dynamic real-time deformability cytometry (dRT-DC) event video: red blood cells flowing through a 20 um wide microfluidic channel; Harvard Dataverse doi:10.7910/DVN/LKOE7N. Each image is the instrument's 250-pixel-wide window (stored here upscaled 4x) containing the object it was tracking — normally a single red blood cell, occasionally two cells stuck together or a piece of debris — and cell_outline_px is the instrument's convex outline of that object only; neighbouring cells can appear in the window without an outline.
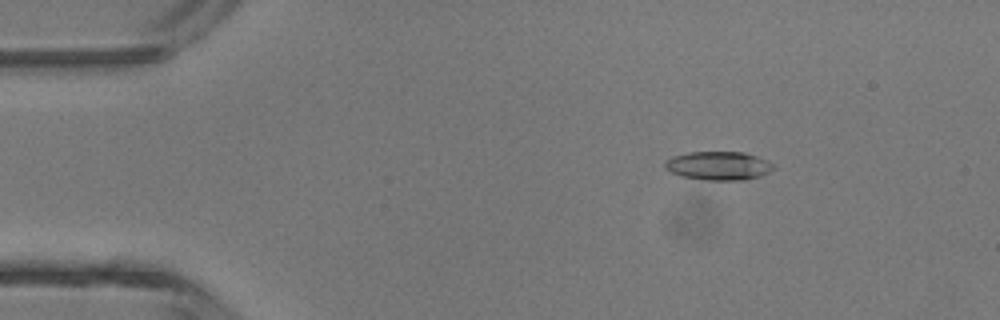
{"species": "common noctule bat (a hibernating species)", "species_latin": "Nyctalus noctula", "temperature_condition": "room temperature", "stored_images_in_passage": 3, "camera_frame_rate_fps": 3000, "um_per_image_px": 0.085, "animal": {"sex": "male", "body_mass_g": 13.3}, "frame": {"image": 1, "passage_image": 1, "time_ms": 0.0, "image_size_px": [1000, 320], "cell_outline_px": [[776, 168], [760, 176], [744, 180], [704, 180], [684, 176], [672, 172], [664, 168], [664, 160], [672, 156], [688, 152], [744, 152], [756, 156], [772, 164]], "centroid_in_image_um": [61.04, 14.08], "position_along_channel_um": 24.0, "area_um2": 18.03}}
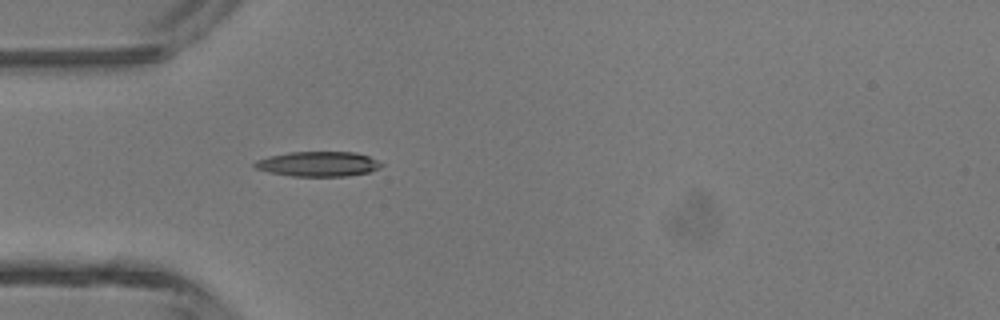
{"frame": {"image": 2, "passage_image": 3, "time_ms": 0.667, "image_size_px": [1000, 320], "cell_outline_px": [[384, 164], [380, 168], [368, 172], [348, 176], [292, 176], [268, 172], [256, 168], [252, 164], [256, 160], [268, 156], [288, 152], [356, 152], [368, 156]], "centroid_in_image_um": [27.03, 13.93], "position_along_channel_um": 58.0, "area_um2": 18.44}}